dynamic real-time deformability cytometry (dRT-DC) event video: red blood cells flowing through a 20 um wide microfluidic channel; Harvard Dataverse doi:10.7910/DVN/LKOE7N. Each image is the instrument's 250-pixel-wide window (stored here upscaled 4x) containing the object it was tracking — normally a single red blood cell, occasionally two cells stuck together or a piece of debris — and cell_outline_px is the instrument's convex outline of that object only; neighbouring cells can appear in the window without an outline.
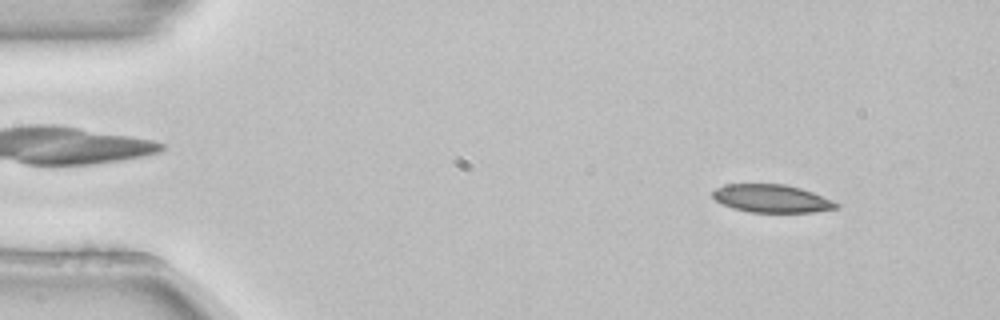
{"species": "common noctule bat (a hibernating species)", "species_latin": "Nyctalus noctula", "temperature_condition": "room temperature", "stored_images_in_passage": 49, "camera_frame_rate_fps": 3000, "um_per_image_px": 0.085, "animal": {"sex": "female", "body_mass_g": 22.7, "forearm_length_mm": 54.2}, "frame": {"image": 1, "passage_image": 2, "time_ms": 0.333, "image_size_px": [1000, 320], "cell_outline_px": [[840, 204], [836, 208], [812, 212], [748, 212], [732, 208], [716, 200], [712, 196], [712, 192], [716, 188], [724, 184], [784, 184], [800, 188], [812, 192], [832, 200]], "centroid_in_image_um": [65.57, 16.87], "position_along_channel_um": 19.4, "area_um2": 20.0}}
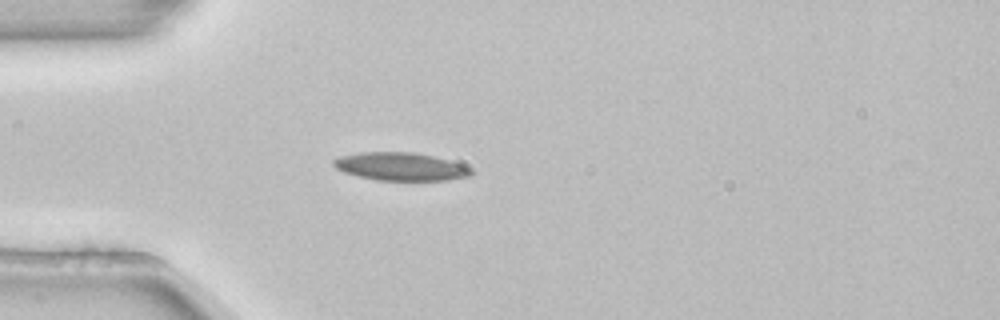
{"frame": {"image": 2, "passage_image": 11, "time_ms": 3.333, "image_size_px": [1000, 320], "cell_outline_px": [[476, 172], [472, 176], [448, 180], [376, 180], [344, 172], [336, 168], [332, 164], [332, 160], [340, 156], [360, 152], [412, 152], [432, 156], [448, 160], [472, 168]], "centroid_in_image_um": [34.08, 14.16], "position_along_channel_um": 50.9, "area_um2": 22.48}}
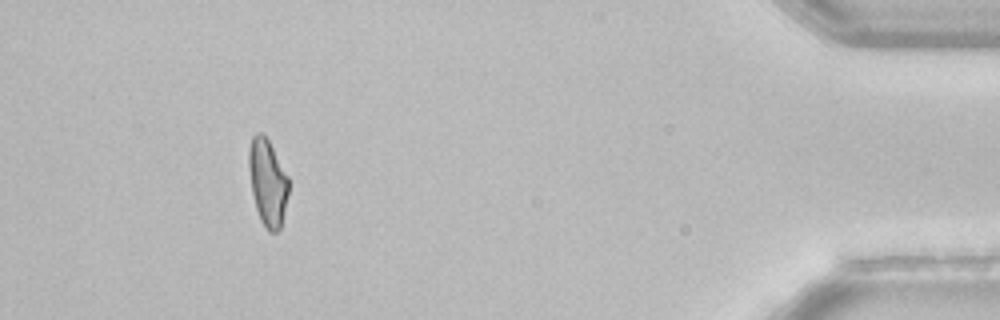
{"frame": {"image": 3, "passage_image": 45, "time_ms": 14.667, "image_size_px": [1000, 320], "cell_outline_px": [[288, 192], [280, 228], [276, 232], [268, 232], [260, 220], [256, 208], [252, 192], [248, 164], [248, 148], [252, 136], [256, 132], [260, 132], [268, 140], [288, 176]], "centroid_in_image_um": [22.72, 15.49], "position_along_channel_um": 412.5, "area_um2": 19.88}, "authors_computed_cell_mechanics": {"area_um2": 21.3282, "velocity_mm_per_s": 3.8513, "shape_relaxation_time_tau1_ms": 9.7519, "shape_relaxation_time_tau2_ms": null, "deformation_change_tau1": 0.2043, "deformation_change_tau2": null}}